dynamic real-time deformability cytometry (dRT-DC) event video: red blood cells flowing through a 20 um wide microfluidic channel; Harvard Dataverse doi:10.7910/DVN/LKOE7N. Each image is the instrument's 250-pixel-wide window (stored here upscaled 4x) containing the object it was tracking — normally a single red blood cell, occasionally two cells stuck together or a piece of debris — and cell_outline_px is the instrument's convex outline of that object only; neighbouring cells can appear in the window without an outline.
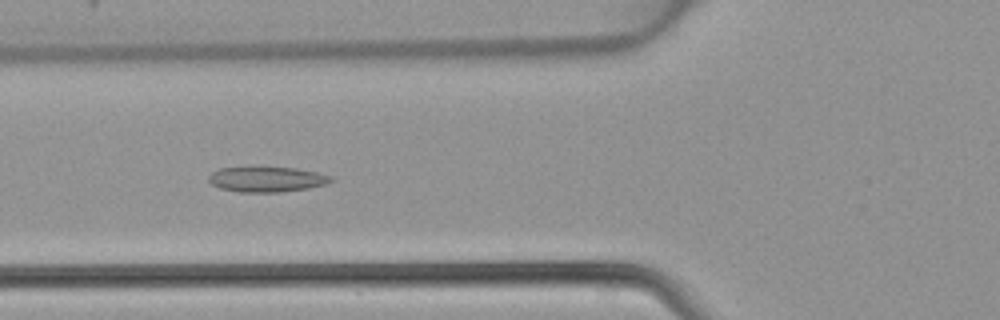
{"species": "common noctule bat (a hibernating species)", "species_latin": "Nyctalus noctula", "temperature_condition": "warm", "stored_images_in_passage": 33, "segment_of_instrument_passage": [1, 2], "camera_frame_rate_fps": 3000, "um_per_image_px": 0.085, "animal": {"sex": "female", "body_mass_g": 22.7, "forearm_length_mm": 54.2}, "frame": {"image": 1, "passage_image": 3, "time_ms": 0.667, "image_size_px": [1000, 320], "cell_outline_px": [[332, 180], [328, 184], [308, 188], [280, 192], [240, 192], [220, 188], [212, 184], [208, 180], [208, 176], [212, 172], [220, 168], [296, 168], [316, 172], [332, 176]], "centroid_in_image_um": [22.68, 15.25], "position_along_channel_um": 103.1, "area_um2": 17.74}}
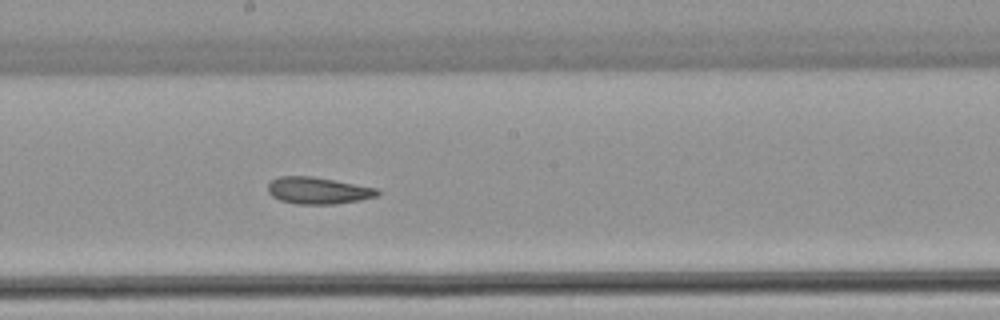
{"frame": {"image": 2, "passage_image": 11, "time_ms": 3.333, "image_size_px": [1000, 320], "cell_outline_px": [[380, 192], [376, 196], [360, 200], [332, 204], [296, 204], [280, 200], [272, 196], [268, 192], [268, 184], [272, 180], [280, 176], [308, 176], [380, 188]], "centroid_in_image_um": [27.04, 16.2], "position_along_channel_um": 221.2, "area_um2": 16.99}}
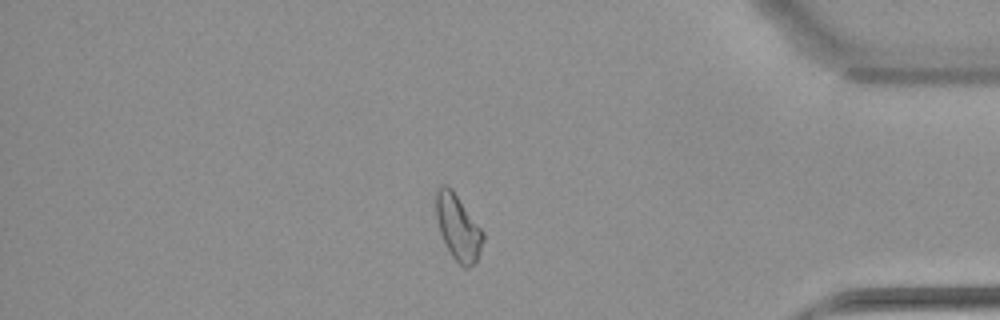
{"frame": {"image": 3, "passage_image": 25, "time_ms": 8.0, "image_size_px": [1000, 320], "cell_outline_px": [[484, 240], [480, 252], [476, 260], [468, 268], [464, 268], [452, 256], [440, 232], [436, 216], [436, 192], [444, 184], [452, 188], [484, 232]], "centroid_in_image_um": [38.95, 19.32], "position_along_channel_um": 396.2, "area_um2": 17.69}}